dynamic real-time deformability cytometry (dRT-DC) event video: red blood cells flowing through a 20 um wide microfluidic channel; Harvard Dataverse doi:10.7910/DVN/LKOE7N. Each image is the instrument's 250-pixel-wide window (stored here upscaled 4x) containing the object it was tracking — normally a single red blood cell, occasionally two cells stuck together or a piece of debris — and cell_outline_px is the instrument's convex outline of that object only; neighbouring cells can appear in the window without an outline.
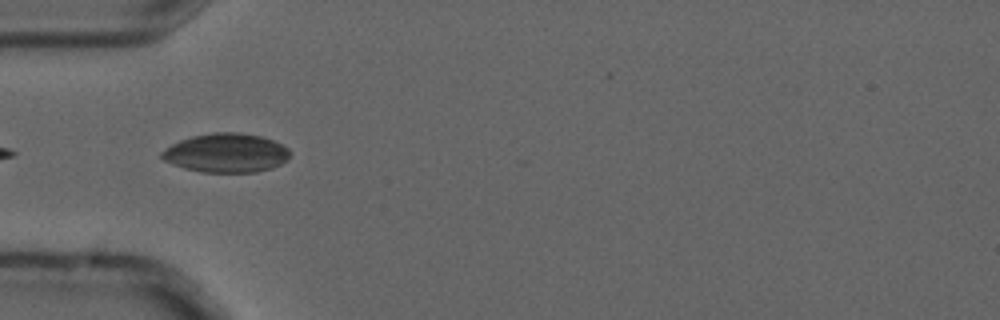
{"species": "common noctule bat (a hibernating species)", "species_latin": "Nyctalus noctula", "temperature_condition": "cold", "stored_images_in_passage": 11, "camera_frame_rate_fps": 3000, "um_per_image_px": 0.085, "animal": {"sex": "male", "forearm_length_mm": 52.5}, "frame": {"image": 1, "passage_image": 2, "time_ms": 0.333, "image_size_px": [1000, 320], "cell_outline_px": [[288, 160], [272, 168], [256, 172], [200, 172], [184, 168], [172, 164], [164, 160], [160, 156], [160, 152], [172, 144], [180, 140], [192, 136], [212, 132], [240, 132], [260, 136], [272, 140], [288, 148]], "centroid_in_image_um": [19.2, 13.0], "position_along_channel_um": 65.8, "area_um2": 29.13}}
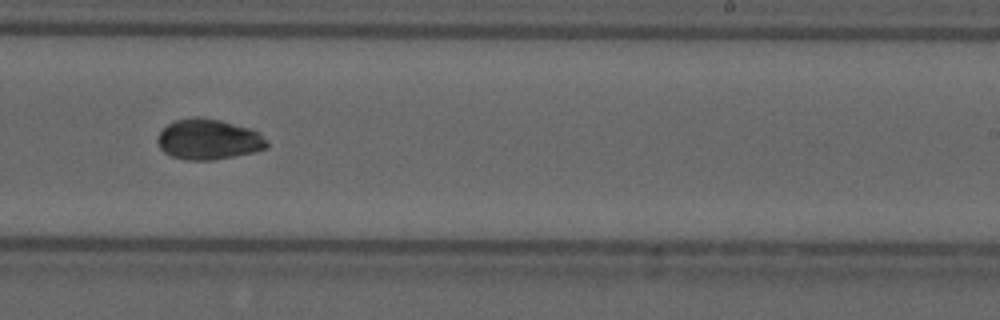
{"frame": {"image": 2, "passage_image": 7, "time_ms": 2.0, "image_size_px": [1000, 320], "cell_outline_px": [[268, 148], [252, 152], [212, 160], [188, 160], [172, 156], [164, 152], [160, 148], [156, 140], [160, 132], [168, 124], [176, 120], [196, 116], [220, 120], [248, 128], [260, 132], [268, 140]], "centroid_in_image_um": [17.73, 11.84], "position_along_channel_um": 271.3, "area_um2": 25.72}}
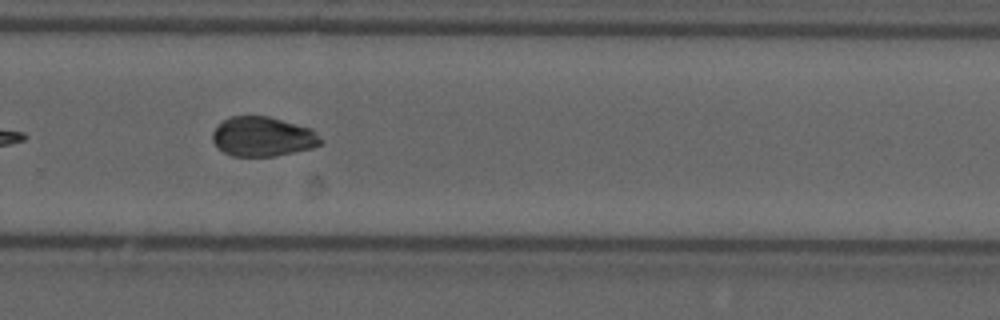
{"frame": {"image": 3, "passage_image": 8, "time_ms": 2.333, "image_size_px": [1000, 320], "cell_outline_px": [[324, 140], [320, 144], [312, 148], [276, 156], [232, 156], [216, 148], [212, 140], [212, 132], [224, 120], [232, 116], [268, 116], [312, 128]], "centroid_in_image_um": [22.34, 11.62], "position_along_channel_um": 307.5, "area_um2": 25.09}}